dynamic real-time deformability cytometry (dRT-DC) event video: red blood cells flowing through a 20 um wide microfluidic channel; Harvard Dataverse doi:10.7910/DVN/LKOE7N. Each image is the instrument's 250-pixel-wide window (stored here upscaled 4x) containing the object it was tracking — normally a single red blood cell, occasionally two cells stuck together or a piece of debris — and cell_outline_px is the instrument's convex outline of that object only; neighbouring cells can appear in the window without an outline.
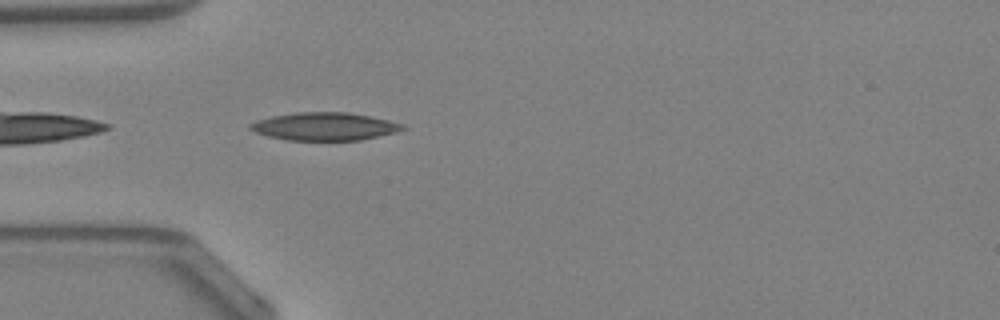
{"species": "Egyptian fruit bat (a non-hibernating species)", "species_latin": "Rousettus aegyptiacus", "temperature_condition": "warm", "stored_images_in_passage": 18, "camera_frame_rate_fps": 3000, "um_per_image_px": 0.085, "animal": {"sex": "female"}, "frame": {"image": 1, "passage_image": 1, "time_ms": 0.0, "image_size_px": [1000, 320], "cell_outline_px": [[408, 128], [396, 132], [360, 140], [288, 140], [268, 136], [256, 132], [248, 128], [248, 124], [256, 120], [272, 116], [296, 112], [348, 112], [388, 120], [404, 124]], "centroid_in_image_um": [27.58, 10.74], "position_along_channel_um": 57.4, "area_um2": 24.74}}